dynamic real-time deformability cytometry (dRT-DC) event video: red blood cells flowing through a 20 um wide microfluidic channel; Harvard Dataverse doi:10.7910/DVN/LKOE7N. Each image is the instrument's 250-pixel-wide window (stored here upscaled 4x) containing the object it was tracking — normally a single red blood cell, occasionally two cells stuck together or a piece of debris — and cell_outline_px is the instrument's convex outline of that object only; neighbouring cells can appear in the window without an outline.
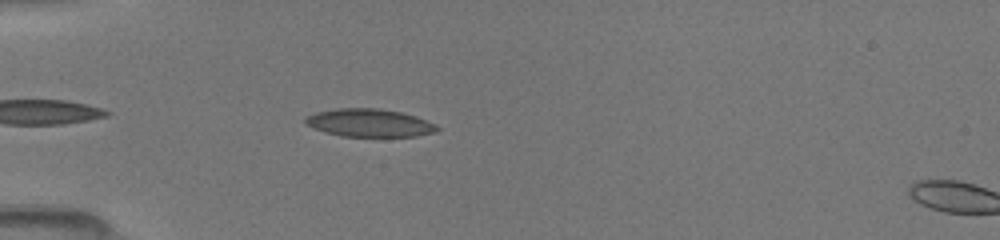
{"species": "common noctule bat (a hibernating species)", "species_latin": "Nyctalus noctula", "temperature_condition": "room temperature", "stored_images_in_passage": 15, "camera_frame_rate_fps": 3000, "um_per_image_px": 0.085, "animal": {"sex": "female", "body_mass_g": 19.5, "forearm_length_mm": 54.1}, "frame": {"image": 1, "passage_image": 9, "time_ms": 4.667, "image_size_px": [1000, 240], "cell_outline_px": [[440, 128], [432, 132], [416, 136], [340, 136], [324, 132], [304, 124], [304, 116], [316, 112], [336, 108], [376, 108], [400, 112], [416, 116], [436, 124]], "centroid_in_image_um": [31.34, 10.44], "position_along_channel_um": 53.7, "area_um2": 21.44}}
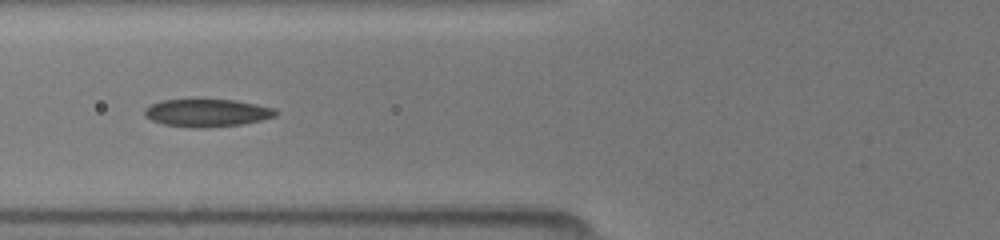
{"frame": {"image": 2, "passage_image": 13, "time_ms": 6.333, "image_size_px": [1000, 240], "cell_outline_px": [[280, 112], [276, 116], [260, 120], [240, 124], [204, 128], [192, 128], [164, 124], [152, 120], [144, 116], [144, 108], [160, 100], [200, 96], [236, 100], [276, 108]], "centroid_in_image_um": [17.58, 9.53], "position_along_channel_um": 108.2, "area_um2": 22.25}}